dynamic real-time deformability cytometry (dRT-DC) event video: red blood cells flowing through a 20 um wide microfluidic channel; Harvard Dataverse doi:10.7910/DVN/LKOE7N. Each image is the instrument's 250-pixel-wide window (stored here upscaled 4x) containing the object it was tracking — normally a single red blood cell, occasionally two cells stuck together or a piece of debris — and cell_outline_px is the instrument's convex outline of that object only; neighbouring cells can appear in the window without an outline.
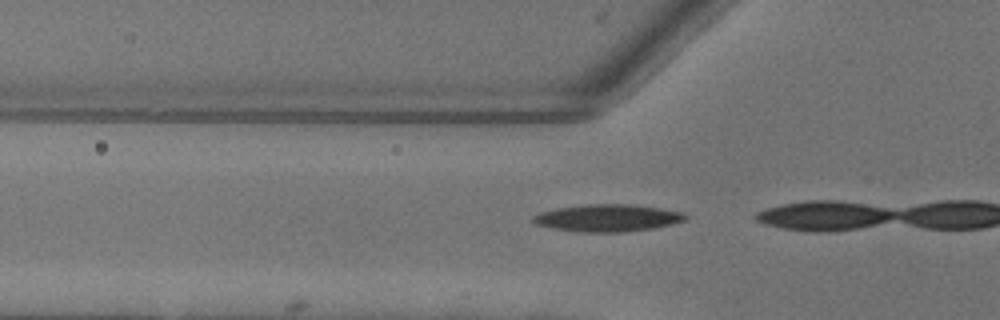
{"species": "common noctule bat (a hibernating species)", "species_latin": "Nyctalus noctula", "temperature_condition": "warm", "stored_images_in_passage": 3, "camera_frame_rate_fps": 3000, "um_per_image_px": 0.085, "animal": {"sex": "female"}, "frame": {"image": 1, "passage_image": 2, "time_ms": 0.333, "image_size_px": [1000, 320], "cell_outline_px": [[688, 216], [684, 220], [672, 224], [652, 228], [620, 232], [584, 232], [556, 228], [536, 224], [532, 220], [532, 216], [540, 212], [556, 208], [588, 204], [632, 204], [660, 208], [684, 212]], "centroid_in_image_um": [51.67, 18.51], "position_along_channel_um": 74.1, "area_um2": 23.93}}